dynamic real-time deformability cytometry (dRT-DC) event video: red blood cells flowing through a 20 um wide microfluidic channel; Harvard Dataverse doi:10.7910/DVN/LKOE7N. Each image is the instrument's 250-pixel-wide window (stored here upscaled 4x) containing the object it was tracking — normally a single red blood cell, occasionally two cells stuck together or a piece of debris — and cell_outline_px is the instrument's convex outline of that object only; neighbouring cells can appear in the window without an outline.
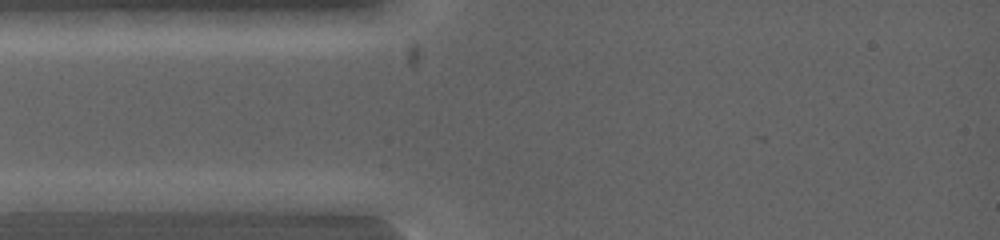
{"species": "common noctule bat (a hibernating species)", "species_latin": "Nyctalus noctula", "temperature_condition": "warm", "stored_images_in_passage": 4, "camera_frame_rate_fps": 5000, "um_per_image_px": 0.085, "animal": {"sex": "female", "body_mass_g": 19.0, "forearm_length_mm": 53.3}, "frame": {"image": 1, "passage_image": 2, "time_ms": 0.4, "image_size_px": [1000, 240], "cell_outline_px": [[124, 200], [100, 212], [16, 212], [12, 200], [76, 192], [104, 192]], "centroid_in_image_um": [5.75, 17.24], "position_along_channel_um": 79.3, "area_um2": 12.54}}